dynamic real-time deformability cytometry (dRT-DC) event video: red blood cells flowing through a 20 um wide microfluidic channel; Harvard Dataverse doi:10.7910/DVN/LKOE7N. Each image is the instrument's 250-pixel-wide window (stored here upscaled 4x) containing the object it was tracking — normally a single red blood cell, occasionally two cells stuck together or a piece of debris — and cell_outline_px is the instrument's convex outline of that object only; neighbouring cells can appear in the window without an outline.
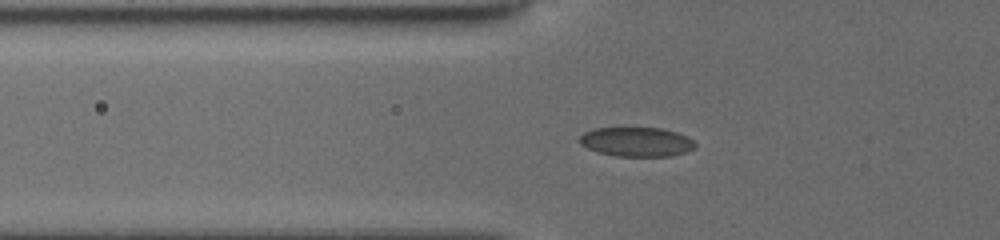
{"species": "common noctule bat (a hibernating species)", "species_latin": "Nyctalus noctula", "temperature_condition": "cold", "stored_images_in_passage": 35, "camera_frame_rate_fps": 3000, "um_per_image_px": 0.085, "animal": {"sex": "female", "body_mass_g": 19.5, "forearm_length_mm": 54.1}, "frame": {"image": 1, "passage_image": 2, "time_ms": 0.333, "image_size_px": [1000, 240], "cell_outline_px": [[696, 148], [672, 156], [616, 156], [600, 152], [588, 148], [580, 144], [576, 140], [584, 132], [596, 128], [660, 128], [676, 132], [688, 136], [696, 144]], "centroid_in_image_um": [54.1, 12.05], "position_along_channel_um": 71.7, "area_um2": 19.77}}
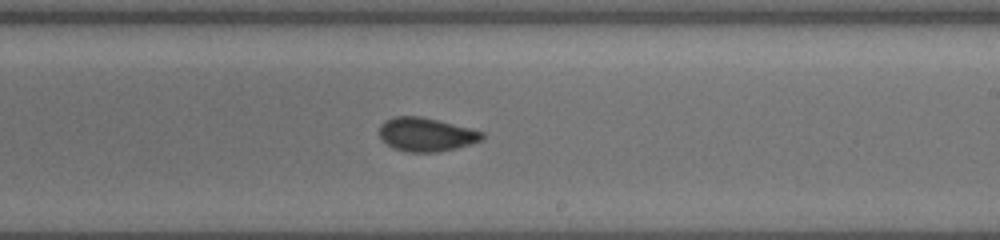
{"frame": {"image": 2, "passage_image": 16, "time_ms": 5.0, "image_size_px": [1000, 240], "cell_outline_px": [[484, 140], [472, 144], [456, 148], [436, 152], [408, 152], [392, 148], [380, 136], [380, 124], [396, 116], [420, 116], [484, 132]], "centroid_in_image_um": [36.25, 11.45], "position_along_channel_um": 252.8, "area_um2": 19.94}}
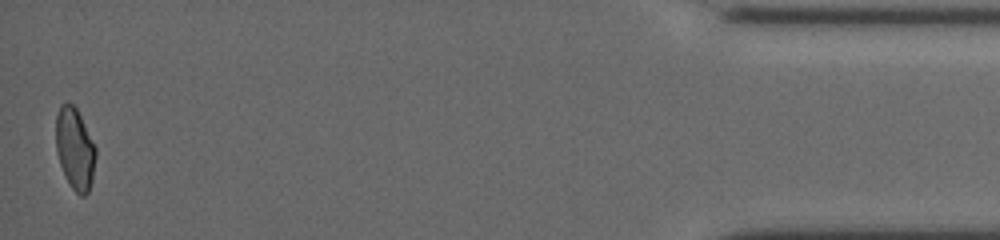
{"frame": {"image": 3, "passage_image": 35, "time_ms": 11.333, "image_size_px": [1000, 240], "cell_outline_px": [[96, 156], [92, 180], [88, 192], [84, 196], [80, 196], [72, 188], [60, 164], [56, 152], [56, 116], [60, 104], [72, 104], [76, 108], [96, 148]], "centroid_in_image_um": [6.36, 12.65], "position_along_channel_um": 428.8, "area_um2": 18.67}, "authors_computed_cell_mechanics": {"area_um2": 19.7676, "velocity_mm_per_s": 3.9404, "shape_relaxation_time_tau1_ms": null, "shape_relaxation_time_tau2_ms": 1.4603, "deformation_change_tau1": null, "deformation_change_tau2": 0.0371}}